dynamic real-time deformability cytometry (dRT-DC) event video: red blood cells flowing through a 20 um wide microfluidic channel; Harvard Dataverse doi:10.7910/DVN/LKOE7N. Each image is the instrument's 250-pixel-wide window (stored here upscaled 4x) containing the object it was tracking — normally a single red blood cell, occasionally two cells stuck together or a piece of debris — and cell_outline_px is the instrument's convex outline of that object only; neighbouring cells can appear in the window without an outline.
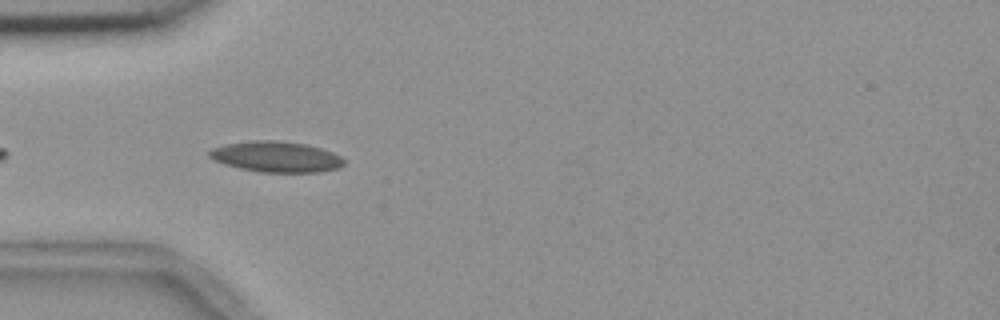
{"species": "common noctule bat (a hibernating species)", "species_latin": "Nyctalus noctula", "temperature_condition": "room temperature", "stored_images_in_passage": 6, "camera_frame_rate_fps": 3000, "um_per_image_px": 0.085, "animal": {"sex": "female", "body_mass_g": 18.4}, "frame": {"image": 1, "passage_image": 3, "time_ms": 0.667, "image_size_px": [1000, 320], "cell_outline_px": [[344, 164], [340, 168], [320, 172], [260, 172], [240, 168], [224, 164], [212, 160], [208, 156], [208, 152], [212, 148], [224, 144], [252, 140], [272, 140], [304, 144], [320, 148], [332, 152], [340, 156], [344, 160]], "centroid_in_image_um": [23.44, 13.33], "position_along_channel_um": 61.6, "area_um2": 24.16}}